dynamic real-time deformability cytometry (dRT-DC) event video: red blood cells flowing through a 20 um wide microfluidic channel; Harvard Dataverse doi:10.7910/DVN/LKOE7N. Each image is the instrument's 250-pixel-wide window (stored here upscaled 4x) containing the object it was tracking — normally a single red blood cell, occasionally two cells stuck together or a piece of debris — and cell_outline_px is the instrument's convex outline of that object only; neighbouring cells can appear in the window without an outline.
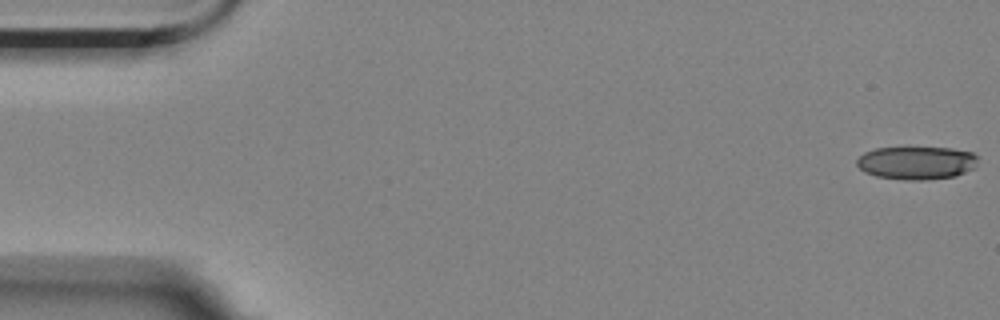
{"species": "Egyptian fruit bat (a non-hibernating species)", "species_latin": "Rousettus aegyptiacus", "temperature_condition": "room temperature", "stored_images_in_passage": 6, "segment_of_instrument_passage": [1, 2], "camera_frame_rate_fps": 3000, "um_per_image_px": 0.085, "animal": {"sex": "female"}, "frame": {"image": 1, "passage_image": 1, "time_ms": 0.0, "image_size_px": [1000, 320], "cell_outline_px": [[980, 156], [976, 168], [956, 176], [924, 180], [904, 180], [876, 176], [860, 168], [856, 164], [856, 160], [864, 152], [876, 148], [952, 148], [972, 152]], "centroid_in_image_um": [77.98, 13.84], "position_along_channel_um": 7.0, "area_um2": 23.52}}
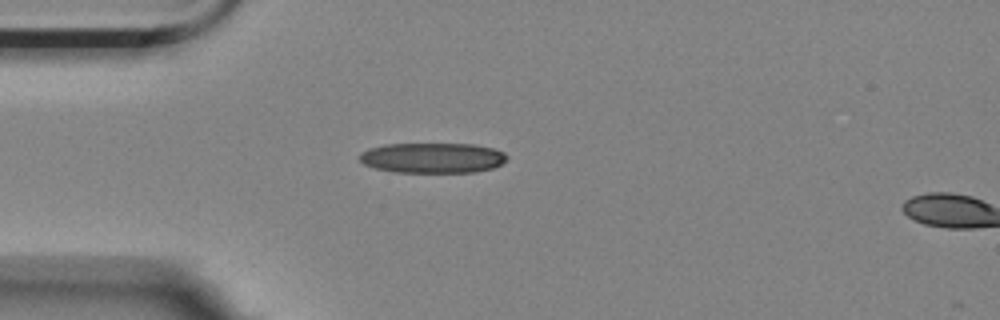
{"frame": {"image": 2, "passage_image": 5, "time_ms": 1.333, "image_size_px": [1000, 320], "cell_outline_px": [[508, 160], [492, 168], [476, 172], [396, 172], [376, 168], [364, 164], [360, 160], [360, 152], [368, 148], [384, 144], [472, 144], [492, 148], [504, 152], [508, 156]], "centroid_in_image_um": [36.77, 13.41], "position_along_channel_um": 48.2, "area_um2": 26.01}}